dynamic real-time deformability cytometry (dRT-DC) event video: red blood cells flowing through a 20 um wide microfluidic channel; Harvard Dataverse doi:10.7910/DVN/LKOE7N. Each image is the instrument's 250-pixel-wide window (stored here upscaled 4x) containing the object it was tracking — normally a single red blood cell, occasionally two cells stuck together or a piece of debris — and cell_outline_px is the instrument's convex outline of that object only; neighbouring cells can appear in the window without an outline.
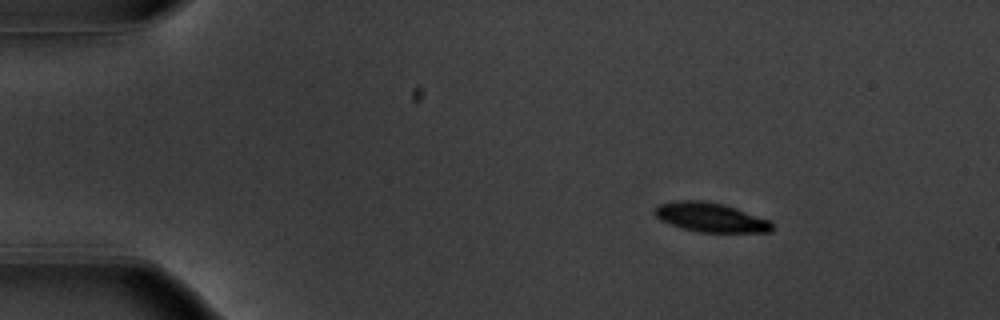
{"species": "common noctule bat (a hibernating species)", "species_latin": "Nyctalus noctula", "temperature_condition": "warm", "stored_images_in_passage": 50, "camera_frame_rate_fps": 3000, "um_per_image_px": 0.085, "animal": {"sex": "male", "body_mass_g": 20.1, "forearm_length_mm": 53.5}, "frame": {"image": 1, "passage_image": 3, "time_ms": 0.667, "image_size_px": [1000, 320], "cell_outline_px": [[772, 232], [696, 232], [680, 228], [660, 220], [652, 212], [660, 204], [676, 200], [700, 200], [724, 204], [772, 220]], "centroid_in_image_um": [60.4, 18.48], "position_along_channel_um": 24.6, "area_um2": 20.23}}
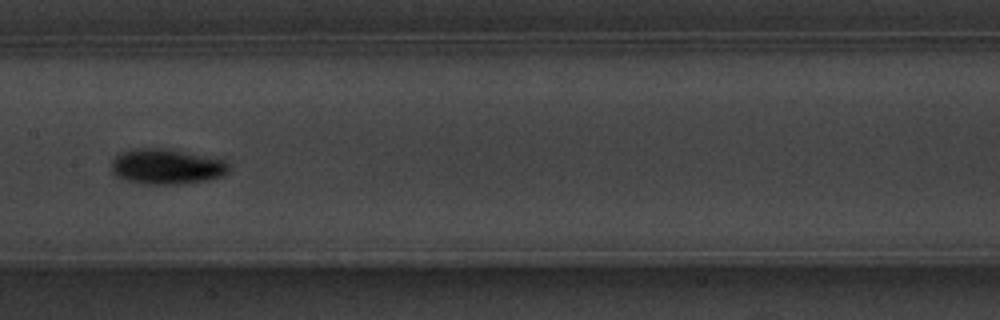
{"frame": {"image": 2, "passage_image": 23, "time_ms": 7.333, "image_size_px": [1000, 320], "cell_outline_px": [[232, 168], [228, 172], [220, 176], [208, 180], [180, 184], [144, 184], [128, 180], [116, 176], [112, 172], [112, 160], [120, 152], [136, 148], [168, 148], [224, 160]], "centroid_in_image_um": [14.16, 14.15], "position_along_channel_um": 193.2, "area_um2": 24.22}}
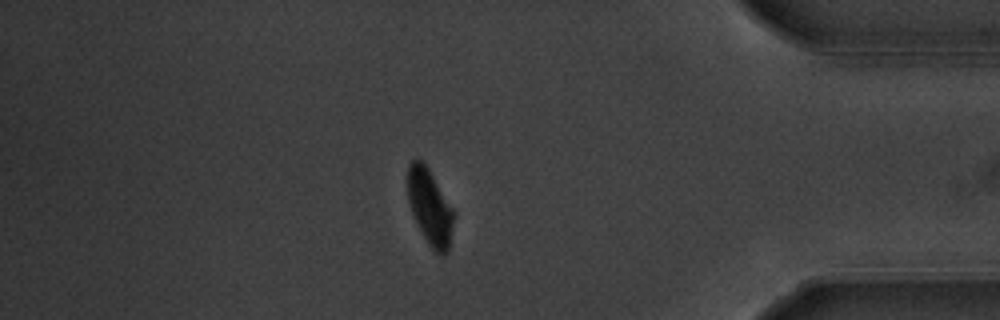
{"frame": {"image": 3, "passage_image": 42, "time_ms": 13.667, "image_size_px": [1000, 320], "cell_outline_px": [[456, 212], [448, 252], [436, 252], [428, 244], [412, 212], [408, 200], [404, 180], [408, 164], [412, 160], [420, 160], [428, 168]], "centroid_in_image_um": [36.52, 17.53], "position_along_channel_um": 398.7, "area_um2": 20.58}, "authors_computed_cell_mechanics": {"area_um2": 21.3282, "velocity_mm_per_s": 3.7321, "shape_relaxation_time_tau1_ms": 2.1626, "shape_relaxation_time_tau2_ms": null, "deformation_change_tau1": 0.1512, "deformation_change_tau2": null}}